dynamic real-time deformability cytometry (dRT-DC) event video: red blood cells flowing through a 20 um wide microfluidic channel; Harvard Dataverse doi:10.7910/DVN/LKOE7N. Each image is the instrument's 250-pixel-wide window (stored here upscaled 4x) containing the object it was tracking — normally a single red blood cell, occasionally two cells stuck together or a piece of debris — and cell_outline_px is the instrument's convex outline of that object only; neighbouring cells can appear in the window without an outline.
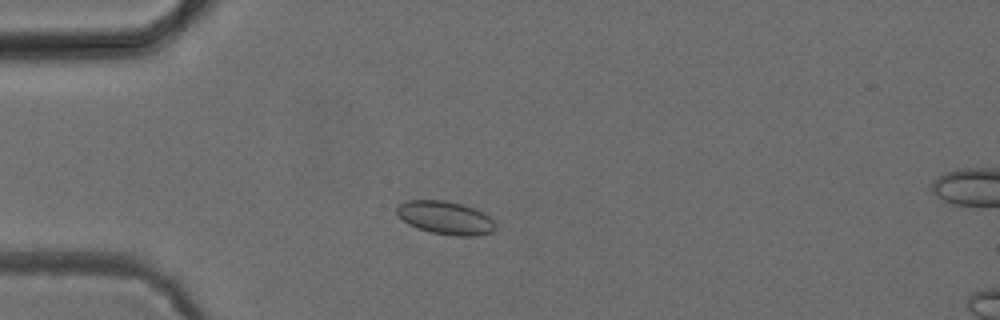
{"species": "common noctule bat (a hibernating species)", "species_latin": "Nyctalus noctula", "temperature_condition": "cold", "stored_images_in_passage": 4, "camera_frame_rate_fps": 3000, "um_per_image_px": 0.085, "animal": {"sex": "female", "body_mass_g": 24.6, "forearm_length_mm": 56.2}, "frame": {"image": 1, "passage_image": 3, "time_ms": 3.333, "image_size_px": [1000, 320], "cell_outline_px": [[496, 228], [492, 232], [476, 236], [456, 236], [432, 232], [408, 224], [396, 212], [396, 208], [400, 204], [408, 200], [444, 200], [464, 204], [476, 208], [484, 212], [496, 224]], "centroid_in_image_um": [37.91, 18.5], "position_along_channel_um": 47.1, "area_um2": 19.07}}